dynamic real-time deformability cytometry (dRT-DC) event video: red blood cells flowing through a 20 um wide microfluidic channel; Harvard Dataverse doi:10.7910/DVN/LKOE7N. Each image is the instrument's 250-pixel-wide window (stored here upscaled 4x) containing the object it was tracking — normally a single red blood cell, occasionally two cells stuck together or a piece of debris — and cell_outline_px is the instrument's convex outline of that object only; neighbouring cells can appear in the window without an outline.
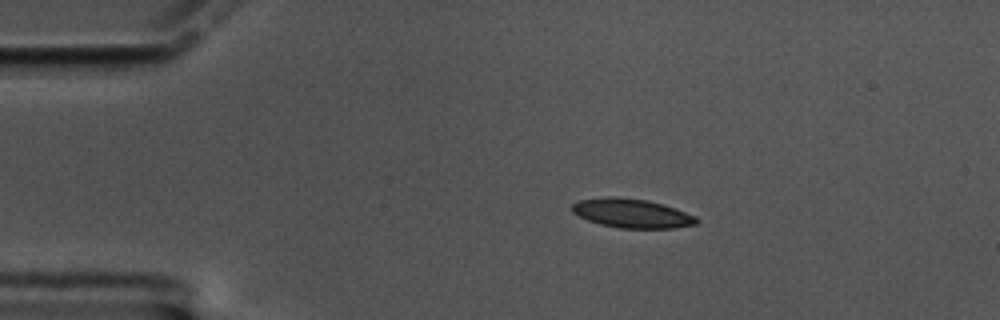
{"species": "common noctule bat (a hibernating species)", "species_latin": "Nyctalus noctula", "temperature_condition": "cold", "stored_images_in_passage": 6, "camera_frame_rate_fps": 3000, "um_per_image_px": 0.085, "animal": {"sex": "male", "body_mass_g": 17.5, "forearm_length_mm": 52.3}, "frame": {"image": 1, "passage_image": 1, "time_ms": 0.0, "image_size_px": [1000, 320], "cell_outline_px": [[700, 220], [696, 224], [676, 228], [620, 228], [600, 224], [588, 220], [572, 212], [572, 204], [580, 200], [608, 196], [616, 196], [648, 200], [676, 208], [696, 216]], "centroid_in_image_um": [53.74, 18.13], "position_along_channel_um": 31.3, "area_um2": 21.15}}